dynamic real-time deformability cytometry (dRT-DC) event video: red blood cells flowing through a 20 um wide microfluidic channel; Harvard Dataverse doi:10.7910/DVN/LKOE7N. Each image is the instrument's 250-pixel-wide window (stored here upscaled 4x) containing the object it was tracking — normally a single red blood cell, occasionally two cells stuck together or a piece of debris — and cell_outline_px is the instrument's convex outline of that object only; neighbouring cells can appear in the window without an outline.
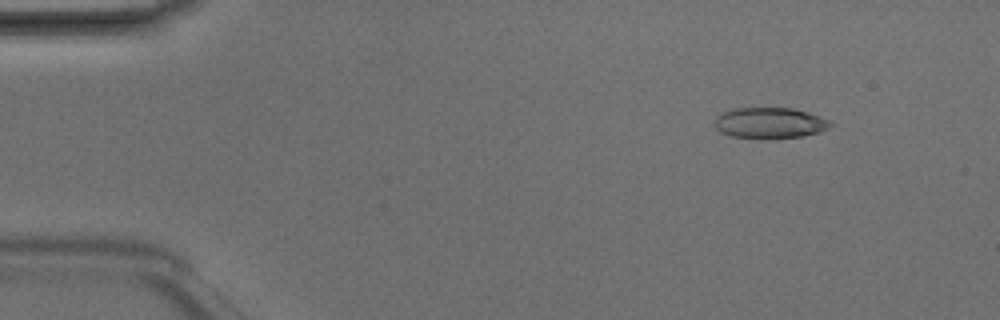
{"species": "Egyptian fruit bat (a non-hibernating species)", "species_latin": "Rousettus aegyptiacus", "temperature_condition": "room temperature", "stored_images_in_passage": 4, "camera_frame_rate_fps": 3000, "um_per_image_px": 0.085, "animal": {"sex": "male"}, "frame": {"image": 1, "passage_image": 2, "time_ms": 0.333, "image_size_px": [1000, 320], "cell_outline_px": [[836, 124], [820, 132], [804, 136], [732, 136], [720, 132], [716, 128], [716, 116], [732, 108], [792, 108], [808, 112], [832, 120]], "centroid_in_image_um": [65.51, 10.41], "position_along_channel_um": 19.5, "area_um2": 20.29}}